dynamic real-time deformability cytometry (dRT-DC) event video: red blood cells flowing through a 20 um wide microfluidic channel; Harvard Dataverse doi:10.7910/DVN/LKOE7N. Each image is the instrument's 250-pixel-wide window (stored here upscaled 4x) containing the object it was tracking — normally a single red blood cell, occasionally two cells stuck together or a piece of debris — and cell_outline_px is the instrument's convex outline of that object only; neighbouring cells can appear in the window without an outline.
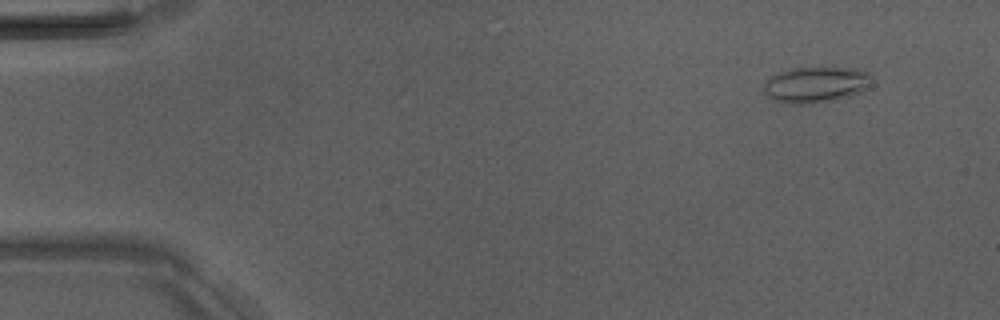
{"species": "Egyptian fruit bat (a non-hibernating species)", "species_latin": "Rousettus aegyptiacus", "temperature_condition": "room temperature", "stored_images_in_passage": 4, "camera_frame_rate_fps": 3000, "um_per_image_px": 0.085, "animal": {"sex": "male"}, "frame": {"image": 1, "passage_image": 1, "time_ms": 0.0, "image_size_px": [1000, 320], "cell_outline_px": [[868, 76], [864, 88], [860, 92], [852, 96], [836, 100], [808, 104], [792, 104], [776, 100], [768, 96], [764, 92], [764, 84], [772, 76], [780, 72], [792, 68], [860, 68], [868, 72]], "centroid_in_image_um": [69.31, 7.2], "position_along_channel_um": 15.7, "area_um2": 22.14}}